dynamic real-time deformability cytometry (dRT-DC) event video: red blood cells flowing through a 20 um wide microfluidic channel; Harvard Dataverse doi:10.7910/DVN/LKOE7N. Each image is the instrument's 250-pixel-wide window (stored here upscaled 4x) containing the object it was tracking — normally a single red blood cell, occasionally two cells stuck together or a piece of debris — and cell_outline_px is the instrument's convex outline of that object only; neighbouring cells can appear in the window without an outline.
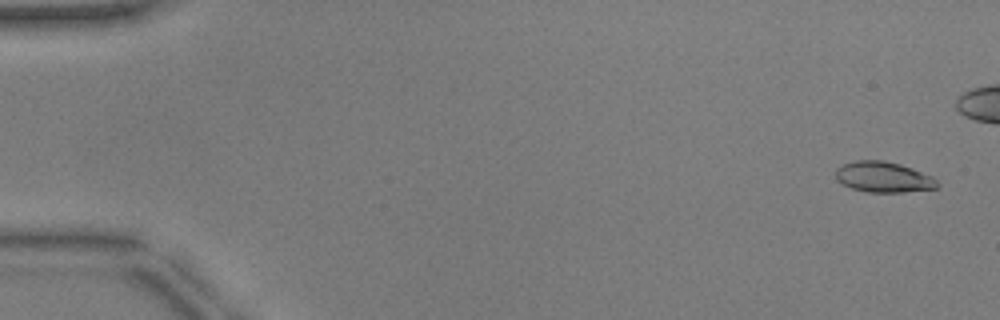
{"species": "common noctule bat (a hibernating species)", "species_latin": "Nyctalus noctula", "temperature_condition": "warm", "stored_images_in_passage": 43, "camera_frame_rate_fps": 3000, "um_per_image_px": 0.085, "animal": {"sex": "male", "body_mass_g": 17.9, "forearm_length_mm": 54.2}, "frame": {"image": 1, "passage_image": 2, "time_ms": 0.333, "image_size_px": [1000, 320], "cell_outline_px": [[940, 184], [936, 188], [904, 192], [868, 192], [852, 188], [836, 180], [836, 168], [844, 164], [856, 160], [884, 160], [900, 164], [912, 168], [932, 176]], "centroid_in_image_um": [75.1, 15.04], "position_along_channel_um": 9.9, "area_um2": 18.09}}
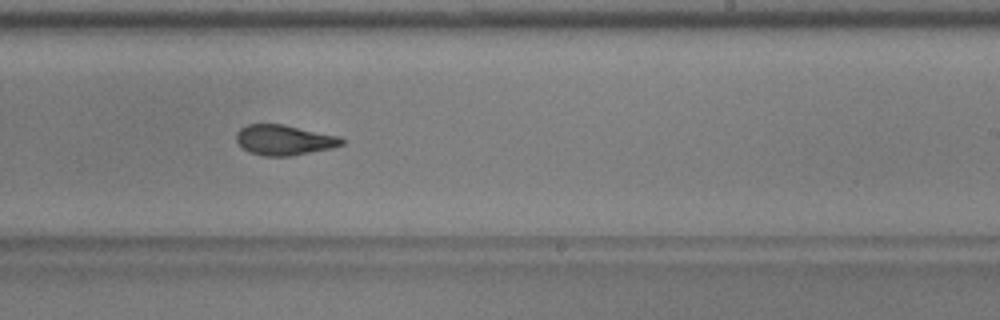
{"frame": {"image": 2, "passage_image": 32, "time_ms": 10.333, "image_size_px": [1000, 320], "cell_outline_px": [[344, 144], [332, 148], [288, 156], [264, 156], [248, 152], [236, 140], [236, 132], [240, 128], [248, 124], [280, 124], [340, 136], [344, 140]], "centroid_in_image_um": [24.14, 11.9], "position_along_channel_um": 264.9, "area_um2": 18.44}}
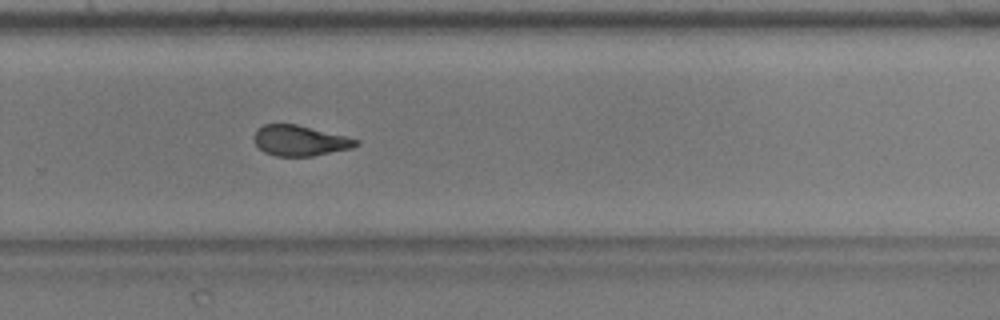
{"frame": {"image": 3, "passage_image": 35, "time_ms": 11.333, "image_size_px": [1000, 320], "cell_outline_px": [[360, 144], [352, 148], [312, 156], [276, 156], [264, 152], [252, 140], [252, 136], [256, 128], [264, 124], [296, 124], [360, 140]], "centroid_in_image_um": [25.44, 11.95], "position_along_channel_um": 304.4, "area_um2": 18.15}}